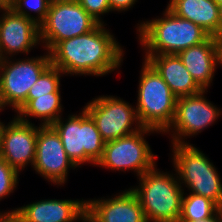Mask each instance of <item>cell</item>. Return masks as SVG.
Wrapping results in <instances>:
<instances>
[{"mask_svg":"<svg viewBox=\"0 0 222 222\" xmlns=\"http://www.w3.org/2000/svg\"><path fill=\"white\" fill-rule=\"evenodd\" d=\"M105 26L98 24L85 34L59 41L49 51L51 65L71 76L97 77L118 70L124 49Z\"/></svg>","mask_w":222,"mask_h":222,"instance_id":"obj_1","label":"cell"},{"mask_svg":"<svg viewBox=\"0 0 222 222\" xmlns=\"http://www.w3.org/2000/svg\"><path fill=\"white\" fill-rule=\"evenodd\" d=\"M163 12L161 18L137 24L136 34L145 55L178 54L210 37L199 25L178 17L168 8Z\"/></svg>","mask_w":222,"mask_h":222,"instance_id":"obj_2","label":"cell"},{"mask_svg":"<svg viewBox=\"0 0 222 222\" xmlns=\"http://www.w3.org/2000/svg\"><path fill=\"white\" fill-rule=\"evenodd\" d=\"M156 166L138 177L139 185L130 189L139 199L147 222H178L184 187L176 173L163 172Z\"/></svg>","mask_w":222,"mask_h":222,"instance_id":"obj_3","label":"cell"},{"mask_svg":"<svg viewBox=\"0 0 222 222\" xmlns=\"http://www.w3.org/2000/svg\"><path fill=\"white\" fill-rule=\"evenodd\" d=\"M143 61L135 107L137 116L143 127L163 135L173 122L177 97L157 71L146 60Z\"/></svg>","mask_w":222,"mask_h":222,"instance_id":"obj_4","label":"cell"},{"mask_svg":"<svg viewBox=\"0 0 222 222\" xmlns=\"http://www.w3.org/2000/svg\"><path fill=\"white\" fill-rule=\"evenodd\" d=\"M172 147V164L181 186L222 209V181L213 162L193 144L172 143Z\"/></svg>","mask_w":222,"mask_h":222,"instance_id":"obj_5","label":"cell"},{"mask_svg":"<svg viewBox=\"0 0 222 222\" xmlns=\"http://www.w3.org/2000/svg\"><path fill=\"white\" fill-rule=\"evenodd\" d=\"M63 119L60 117L51 126L62 140L68 157L78 168L84 163L96 166L103 156L105 141L92 117L83 108L78 115L69 114Z\"/></svg>","mask_w":222,"mask_h":222,"instance_id":"obj_6","label":"cell"},{"mask_svg":"<svg viewBox=\"0 0 222 222\" xmlns=\"http://www.w3.org/2000/svg\"><path fill=\"white\" fill-rule=\"evenodd\" d=\"M26 58L0 60V100L4 108L12 107L16 113L26 103L31 86L51 65L48 51L40 57Z\"/></svg>","mask_w":222,"mask_h":222,"instance_id":"obj_7","label":"cell"},{"mask_svg":"<svg viewBox=\"0 0 222 222\" xmlns=\"http://www.w3.org/2000/svg\"><path fill=\"white\" fill-rule=\"evenodd\" d=\"M151 133L160 132L143 127L134 134L105 142L103 156L96 166L115 172L133 170L140 177L156 165L157 155L145 139Z\"/></svg>","mask_w":222,"mask_h":222,"instance_id":"obj_8","label":"cell"},{"mask_svg":"<svg viewBox=\"0 0 222 222\" xmlns=\"http://www.w3.org/2000/svg\"><path fill=\"white\" fill-rule=\"evenodd\" d=\"M98 24L77 0L51 2L45 20L39 25L41 46L49 52L59 41L85 34Z\"/></svg>","mask_w":222,"mask_h":222,"instance_id":"obj_9","label":"cell"},{"mask_svg":"<svg viewBox=\"0 0 222 222\" xmlns=\"http://www.w3.org/2000/svg\"><path fill=\"white\" fill-rule=\"evenodd\" d=\"M84 109L94 120L105 142L134 134L143 128L135 106L120 97H95L84 106Z\"/></svg>","mask_w":222,"mask_h":222,"instance_id":"obj_10","label":"cell"},{"mask_svg":"<svg viewBox=\"0 0 222 222\" xmlns=\"http://www.w3.org/2000/svg\"><path fill=\"white\" fill-rule=\"evenodd\" d=\"M207 92L203 90L195 95L177 98L173 122L163 133L171 135V143H189L185 139L212 126L222 115V110L206 99Z\"/></svg>","mask_w":222,"mask_h":222,"instance_id":"obj_11","label":"cell"},{"mask_svg":"<svg viewBox=\"0 0 222 222\" xmlns=\"http://www.w3.org/2000/svg\"><path fill=\"white\" fill-rule=\"evenodd\" d=\"M32 168L36 174L58 186L67 182L69 170L77 168L66 154L62 140L51 125H39Z\"/></svg>","mask_w":222,"mask_h":222,"instance_id":"obj_12","label":"cell"},{"mask_svg":"<svg viewBox=\"0 0 222 222\" xmlns=\"http://www.w3.org/2000/svg\"><path fill=\"white\" fill-rule=\"evenodd\" d=\"M38 125L21 121L17 116L2 122L0 157L19 173L35 160Z\"/></svg>","mask_w":222,"mask_h":222,"instance_id":"obj_13","label":"cell"},{"mask_svg":"<svg viewBox=\"0 0 222 222\" xmlns=\"http://www.w3.org/2000/svg\"><path fill=\"white\" fill-rule=\"evenodd\" d=\"M0 60L12 58L19 53H28L36 48L40 41L39 25L12 9L0 13Z\"/></svg>","mask_w":222,"mask_h":222,"instance_id":"obj_14","label":"cell"},{"mask_svg":"<svg viewBox=\"0 0 222 222\" xmlns=\"http://www.w3.org/2000/svg\"><path fill=\"white\" fill-rule=\"evenodd\" d=\"M86 209V200L44 199L4 213H15L21 222H76Z\"/></svg>","mask_w":222,"mask_h":222,"instance_id":"obj_15","label":"cell"},{"mask_svg":"<svg viewBox=\"0 0 222 222\" xmlns=\"http://www.w3.org/2000/svg\"><path fill=\"white\" fill-rule=\"evenodd\" d=\"M86 210L98 222H147L140 201L130 188L110 198L86 200Z\"/></svg>","mask_w":222,"mask_h":222,"instance_id":"obj_16","label":"cell"},{"mask_svg":"<svg viewBox=\"0 0 222 222\" xmlns=\"http://www.w3.org/2000/svg\"><path fill=\"white\" fill-rule=\"evenodd\" d=\"M178 56L197 84L207 90L216 67L220 66L219 38L210 36L206 41L180 51Z\"/></svg>","mask_w":222,"mask_h":222,"instance_id":"obj_17","label":"cell"},{"mask_svg":"<svg viewBox=\"0 0 222 222\" xmlns=\"http://www.w3.org/2000/svg\"><path fill=\"white\" fill-rule=\"evenodd\" d=\"M143 57L162 77L177 98L203 91L188 72L178 54L145 55Z\"/></svg>","mask_w":222,"mask_h":222,"instance_id":"obj_18","label":"cell"},{"mask_svg":"<svg viewBox=\"0 0 222 222\" xmlns=\"http://www.w3.org/2000/svg\"><path fill=\"white\" fill-rule=\"evenodd\" d=\"M167 8L199 25L210 36L220 38L219 5L214 0H169Z\"/></svg>","mask_w":222,"mask_h":222,"instance_id":"obj_19","label":"cell"},{"mask_svg":"<svg viewBox=\"0 0 222 222\" xmlns=\"http://www.w3.org/2000/svg\"><path fill=\"white\" fill-rule=\"evenodd\" d=\"M61 92H51L34 99H27L26 103L16 113L17 117L27 123H32L28 117L41 119V126L52 125L62 115Z\"/></svg>","mask_w":222,"mask_h":222,"instance_id":"obj_20","label":"cell"},{"mask_svg":"<svg viewBox=\"0 0 222 222\" xmlns=\"http://www.w3.org/2000/svg\"><path fill=\"white\" fill-rule=\"evenodd\" d=\"M187 195V196H186ZM221 208L211 199L189 192L183 193L179 221H194L213 217Z\"/></svg>","mask_w":222,"mask_h":222,"instance_id":"obj_21","label":"cell"},{"mask_svg":"<svg viewBox=\"0 0 222 222\" xmlns=\"http://www.w3.org/2000/svg\"><path fill=\"white\" fill-rule=\"evenodd\" d=\"M63 72L50 65L31 86L27 99H34L36 96H43L51 92H60V77Z\"/></svg>","mask_w":222,"mask_h":222,"instance_id":"obj_22","label":"cell"},{"mask_svg":"<svg viewBox=\"0 0 222 222\" xmlns=\"http://www.w3.org/2000/svg\"><path fill=\"white\" fill-rule=\"evenodd\" d=\"M50 4V0H13L11 9L15 13L23 15L40 25L47 16ZM30 11L37 15H31Z\"/></svg>","mask_w":222,"mask_h":222,"instance_id":"obj_23","label":"cell"},{"mask_svg":"<svg viewBox=\"0 0 222 222\" xmlns=\"http://www.w3.org/2000/svg\"><path fill=\"white\" fill-rule=\"evenodd\" d=\"M19 172L0 157V201L17 188Z\"/></svg>","mask_w":222,"mask_h":222,"instance_id":"obj_24","label":"cell"},{"mask_svg":"<svg viewBox=\"0 0 222 222\" xmlns=\"http://www.w3.org/2000/svg\"><path fill=\"white\" fill-rule=\"evenodd\" d=\"M86 12L99 24H104L101 17L111 11L109 0H77Z\"/></svg>","mask_w":222,"mask_h":222,"instance_id":"obj_25","label":"cell"},{"mask_svg":"<svg viewBox=\"0 0 222 222\" xmlns=\"http://www.w3.org/2000/svg\"><path fill=\"white\" fill-rule=\"evenodd\" d=\"M138 2V0H109L111 11L124 12Z\"/></svg>","mask_w":222,"mask_h":222,"instance_id":"obj_26","label":"cell"},{"mask_svg":"<svg viewBox=\"0 0 222 222\" xmlns=\"http://www.w3.org/2000/svg\"><path fill=\"white\" fill-rule=\"evenodd\" d=\"M0 222H21V219L15 213L0 212Z\"/></svg>","mask_w":222,"mask_h":222,"instance_id":"obj_27","label":"cell"},{"mask_svg":"<svg viewBox=\"0 0 222 222\" xmlns=\"http://www.w3.org/2000/svg\"><path fill=\"white\" fill-rule=\"evenodd\" d=\"M80 221H82V222H98L86 209L82 213Z\"/></svg>","mask_w":222,"mask_h":222,"instance_id":"obj_28","label":"cell"},{"mask_svg":"<svg viewBox=\"0 0 222 222\" xmlns=\"http://www.w3.org/2000/svg\"><path fill=\"white\" fill-rule=\"evenodd\" d=\"M13 0H0V10H9L12 8Z\"/></svg>","mask_w":222,"mask_h":222,"instance_id":"obj_29","label":"cell"},{"mask_svg":"<svg viewBox=\"0 0 222 222\" xmlns=\"http://www.w3.org/2000/svg\"><path fill=\"white\" fill-rule=\"evenodd\" d=\"M178 222H217V213L211 218H205V219L194 220V221H178Z\"/></svg>","mask_w":222,"mask_h":222,"instance_id":"obj_30","label":"cell"},{"mask_svg":"<svg viewBox=\"0 0 222 222\" xmlns=\"http://www.w3.org/2000/svg\"><path fill=\"white\" fill-rule=\"evenodd\" d=\"M219 14H220V38L222 37V3L219 5Z\"/></svg>","mask_w":222,"mask_h":222,"instance_id":"obj_31","label":"cell"},{"mask_svg":"<svg viewBox=\"0 0 222 222\" xmlns=\"http://www.w3.org/2000/svg\"><path fill=\"white\" fill-rule=\"evenodd\" d=\"M219 47H220V66H222V37L219 38Z\"/></svg>","mask_w":222,"mask_h":222,"instance_id":"obj_32","label":"cell"},{"mask_svg":"<svg viewBox=\"0 0 222 222\" xmlns=\"http://www.w3.org/2000/svg\"><path fill=\"white\" fill-rule=\"evenodd\" d=\"M217 222H222V209L217 212Z\"/></svg>","mask_w":222,"mask_h":222,"instance_id":"obj_33","label":"cell"},{"mask_svg":"<svg viewBox=\"0 0 222 222\" xmlns=\"http://www.w3.org/2000/svg\"><path fill=\"white\" fill-rule=\"evenodd\" d=\"M1 140H2V122L0 121V154H1Z\"/></svg>","mask_w":222,"mask_h":222,"instance_id":"obj_34","label":"cell"},{"mask_svg":"<svg viewBox=\"0 0 222 222\" xmlns=\"http://www.w3.org/2000/svg\"><path fill=\"white\" fill-rule=\"evenodd\" d=\"M51 2L75 1V0H50Z\"/></svg>","mask_w":222,"mask_h":222,"instance_id":"obj_35","label":"cell"},{"mask_svg":"<svg viewBox=\"0 0 222 222\" xmlns=\"http://www.w3.org/2000/svg\"><path fill=\"white\" fill-rule=\"evenodd\" d=\"M5 108H4V106H3V104H2V102H1V100H0V112L2 111V110H4Z\"/></svg>","mask_w":222,"mask_h":222,"instance_id":"obj_36","label":"cell"},{"mask_svg":"<svg viewBox=\"0 0 222 222\" xmlns=\"http://www.w3.org/2000/svg\"><path fill=\"white\" fill-rule=\"evenodd\" d=\"M218 5L222 3V0H214Z\"/></svg>","mask_w":222,"mask_h":222,"instance_id":"obj_37","label":"cell"}]
</instances>
